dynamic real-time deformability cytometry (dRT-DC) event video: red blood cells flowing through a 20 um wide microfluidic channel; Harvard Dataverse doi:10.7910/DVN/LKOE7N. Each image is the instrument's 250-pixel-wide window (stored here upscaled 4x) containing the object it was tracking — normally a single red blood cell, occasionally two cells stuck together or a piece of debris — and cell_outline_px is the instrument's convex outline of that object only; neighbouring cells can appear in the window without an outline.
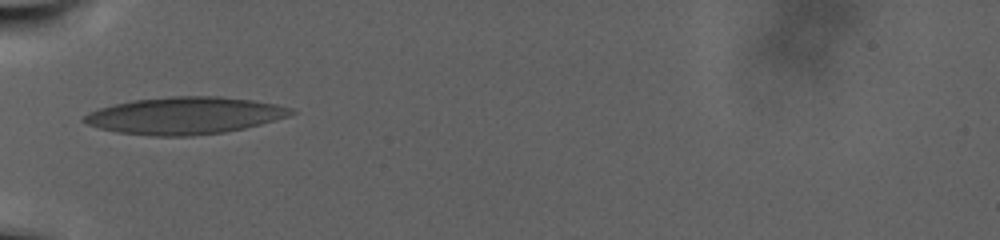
{"species": "human", "species_latin": "Homo sapiens", "temperature_condition": "warm", "stored_images_in_passage": 68, "camera_frame_rate_fps": 3000, "um_per_image_px": 0.085, "donor": {"sex": "male"}, "frame": {"image": 1, "passage_image": 1, "time_ms": 0.0, "image_size_px": [1000, 240], "cell_outline_px": [[296, 112], [288, 116], [260, 124], [244, 128], [224, 132], [192, 136], [152, 136], [116, 132], [100, 128], [88, 124], [80, 120], [88, 112], [100, 108], [116, 104], [136, 100], [172, 96], [220, 96], [252, 100], [276, 104], [292, 108]], "centroid_in_image_um": [15.7, 9.83], "position_along_channel_um": 69.3, "area_um2": 44.56}}
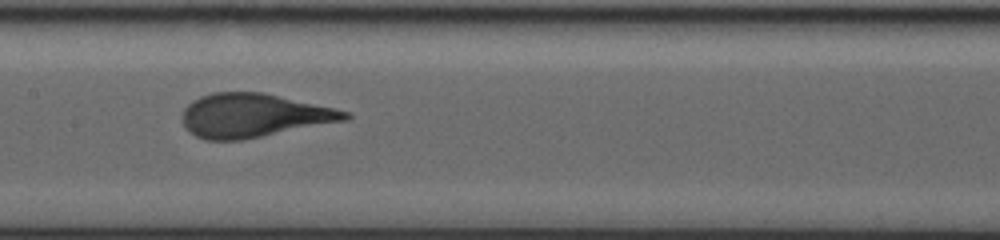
{"frame": {"image": 2, "passage_image": 19, "time_ms": 6.0, "image_size_px": [1000, 240], "cell_outline_px": [[352, 116], [348, 120], [244, 140], [204, 140], [188, 132], [184, 124], [184, 108], [192, 100], [200, 96], [212, 92], [264, 92], [336, 108], [352, 112]], "centroid_in_image_um": [21.6, 9.81], "position_along_channel_um": 185.8, "area_um2": 41.85}}
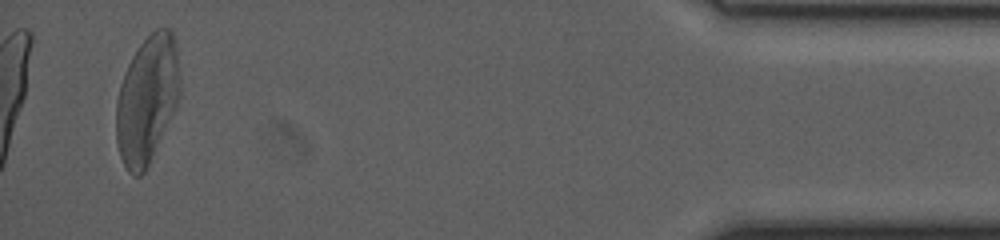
{"frame": {"image": 3, "passage_image": 64, "time_ms": 21.0, "image_size_px": [1000, 240], "cell_outline_px": [[180, 96], [176, 108], [144, 172], [140, 176], [132, 176], [128, 172], [120, 156], [116, 144], [116, 100], [120, 84], [124, 72], [136, 48], [156, 28], [172, 28], [176, 48], [180, 76]], "centroid_in_image_um": [12.5, 8.44], "position_along_channel_um": 422.7, "area_um2": 47.63}}